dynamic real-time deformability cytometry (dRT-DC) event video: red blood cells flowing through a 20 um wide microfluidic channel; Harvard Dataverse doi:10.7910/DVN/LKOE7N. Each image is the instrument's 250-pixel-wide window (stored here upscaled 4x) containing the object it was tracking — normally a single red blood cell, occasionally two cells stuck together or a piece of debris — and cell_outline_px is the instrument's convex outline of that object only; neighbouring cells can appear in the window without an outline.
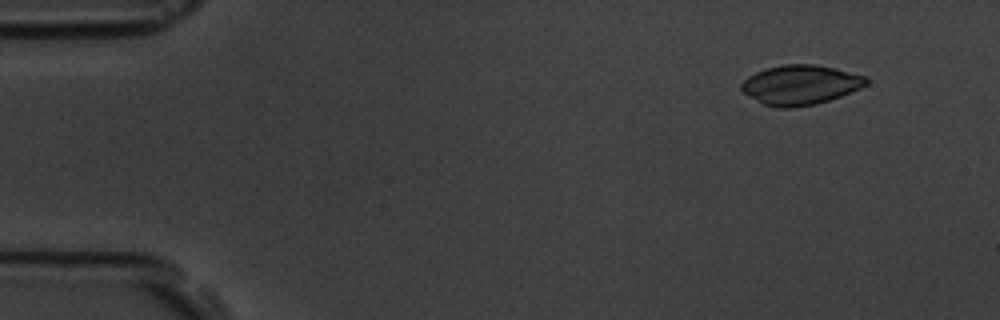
{"species": "common noctule bat (a hibernating species)", "species_latin": "Nyctalus noctula", "temperature_condition": "room temperature", "stored_images_in_passage": 5, "camera_frame_rate_fps": 3000, "um_per_image_px": 0.085, "animal": {"sex": "male", "body_mass_g": 19.5, "forearm_length_mm": 54.6}, "frame": {"image": 1, "passage_image": 2, "time_ms": 1.0, "image_size_px": [1000, 320], "cell_outline_px": [[868, 84], [860, 88], [840, 96], [816, 104], [792, 108], [780, 108], [764, 104], [744, 92], [740, 88], [740, 84], [748, 76], [764, 68], [784, 64], [812, 64], [836, 68], [864, 76], [868, 80]], "centroid_in_image_um": [68.02, 7.2], "position_along_channel_um": 17.0, "area_um2": 28.67}}